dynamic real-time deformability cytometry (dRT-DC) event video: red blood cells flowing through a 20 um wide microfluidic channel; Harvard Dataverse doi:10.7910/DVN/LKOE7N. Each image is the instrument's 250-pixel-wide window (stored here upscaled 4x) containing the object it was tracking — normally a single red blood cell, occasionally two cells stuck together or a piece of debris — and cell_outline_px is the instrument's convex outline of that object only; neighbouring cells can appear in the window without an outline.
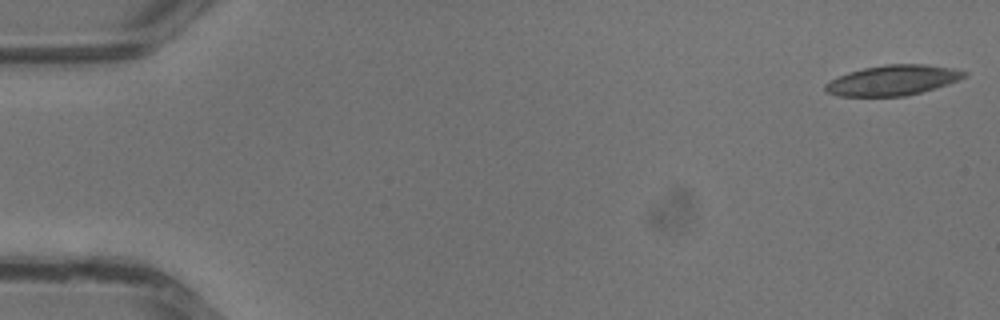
{"species": "common noctule bat (a hibernating species)", "species_latin": "Nyctalus noctula", "temperature_condition": "warm", "stored_images_in_passage": 31, "camera_frame_rate_fps": 3000, "um_per_image_px": 0.085, "animal": {"sex": "male", "body_mass_g": 13.3}, "frame": {"image": 1, "passage_image": 1, "time_ms": 0.0, "image_size_px": [1000, 320], "cell_outline_px": [[968, 72], [964, 76], [948, 84], [920, 92], [904, 96], [836, 96], [828, 92], [824, 88], [824, 84], [848, 72], [864, 68], [888, 64], [920, 64], [952, 68]], "centroid_in_image_um": [75.86, 6.82], "position_along_channel_um": 9.1, "area_um2": 24.04}}
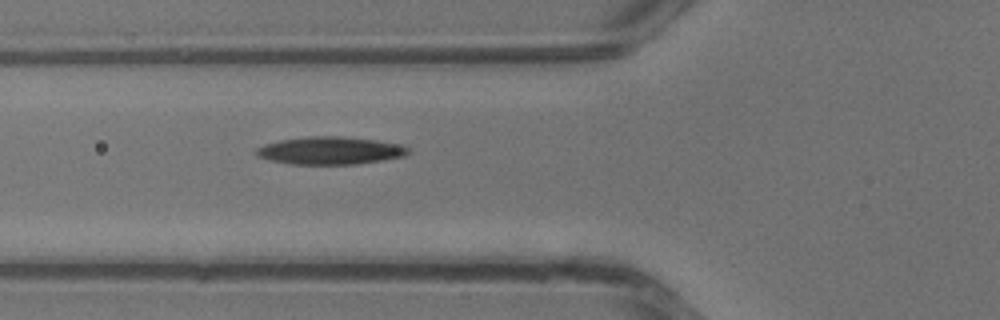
{"frame": {"image": 2, "passage_image": 14, "time_ms": 4.333, "image_size_px": [1000, 320], "cell_outline_px": [[408, 152], [404, 156], [356, 164], [292, 164], [268, 160], [256, 156], [256, 148], [264, 144], [280, 140], [308, 136], [344, 136], [376, 140], [400, 144], [408, 148]], "centroid_in_image_um": [28.02, 12.79], "position_along_channel_um": 97.8, "area_um2": 24.45}}
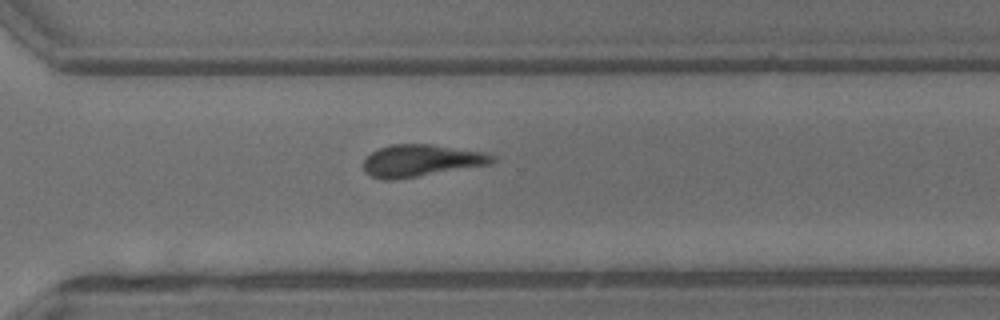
{"frame": {"image": 3, "passage_image": 27, "time_ms": 8.667, "image_size_px": [1000, 320], "cell_outline_px": [[496, 160], [488, 164], [396, 180], [384, 180], [372, 176], [364, 172], [364, 160], [372, 152], [380, 148], [392, 144], [432, 144], [484, 152], [496, 156]], "centroid_in_image_um": [35.78, 13.65], "position_along_channel_um": 334.8, "area_um2": 23.87}}